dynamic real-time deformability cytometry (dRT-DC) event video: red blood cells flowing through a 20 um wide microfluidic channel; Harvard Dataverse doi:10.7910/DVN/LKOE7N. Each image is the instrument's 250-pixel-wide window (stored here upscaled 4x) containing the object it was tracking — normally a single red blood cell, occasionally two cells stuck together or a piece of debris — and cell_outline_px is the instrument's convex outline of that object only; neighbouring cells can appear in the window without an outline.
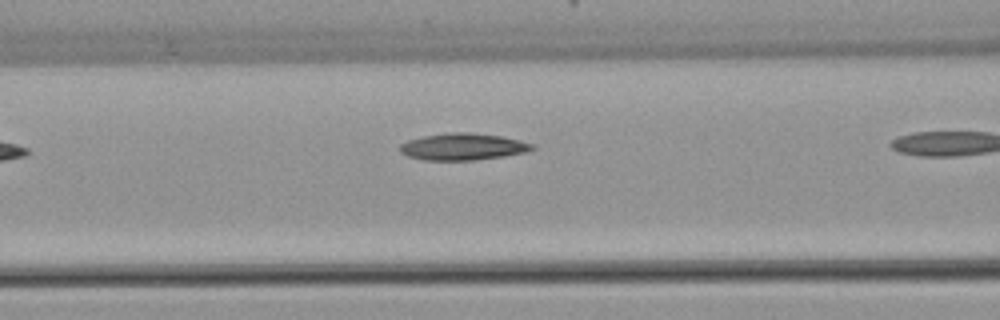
{"species": "common noctule bat (a hibernating species)", "species_latin": "Nyctalus noctula", "temperature_condition": "warm", "stored_images_in_passage": 6, "camera_frame_rate_fps": 3000, "um_per_image_px": 0.085, "animal": {"sex": "female", "body_mass_g": 22.7, "forearm_length_mm": 54.2}, "frame": {"image": 1, "passage_image": 4, "time_ms": 3.667, "image_size_px": [1000, 320], "cell_outline_px": [[536, 148], [528, 152], [504, 156], [476, 160], [424, 160], [408, 156], [400, 152], [400, 144], [408, 140], [424, 136], [448, 132], [468, 132], [500, 136], [520, 140], [536, 144]], "centroid_in_image_um": [39.39, 12.47], "position_along_channel_um": 127.2, "area_um2": 20.81}}